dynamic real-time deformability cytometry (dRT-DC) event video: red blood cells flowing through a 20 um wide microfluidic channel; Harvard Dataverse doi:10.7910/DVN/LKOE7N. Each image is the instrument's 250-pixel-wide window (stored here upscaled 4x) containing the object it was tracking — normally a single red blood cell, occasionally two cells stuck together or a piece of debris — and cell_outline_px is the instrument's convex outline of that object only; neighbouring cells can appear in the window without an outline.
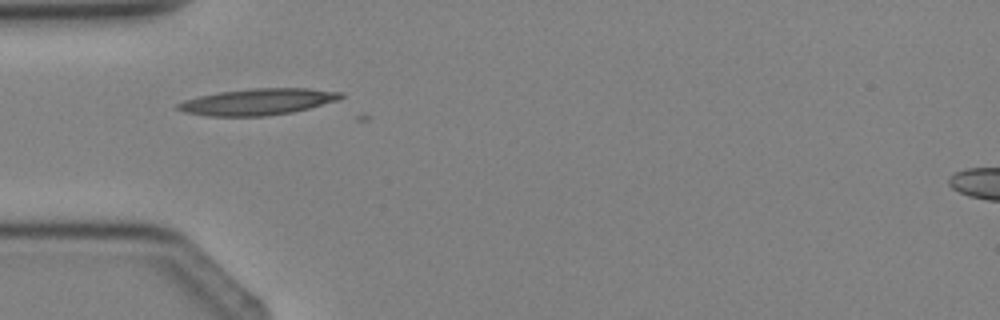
{"species": "Egyptian fruit bat (a non-hibernating species)", "species_latin": "Rousettus aegyptiacus", "temperature_condition": "cold", "stored_images_in_passage": 5, "camera_frame_rate_fps": 3000, "um_per_image_px": 0.085, "animal": {"sex": "female"}, "frame": {"image": 1, "passage_image": 4, "time_ms": 3.667, "image_size_px": [1000, 320], "cell_outline_px": [[344, 96], [336, 100], [308, 108], [292, 112], [268, 116], [208, 116], [184, 112], [176, 108], [176, 104], [184, 100], [200, 96], [220, 92], [252, 88], [308, 88], [344, 92]], "centroid_in_image_um": [21.9, 8.65], "position_along_channel_um": 63.1, "area_um2": 24.97}}
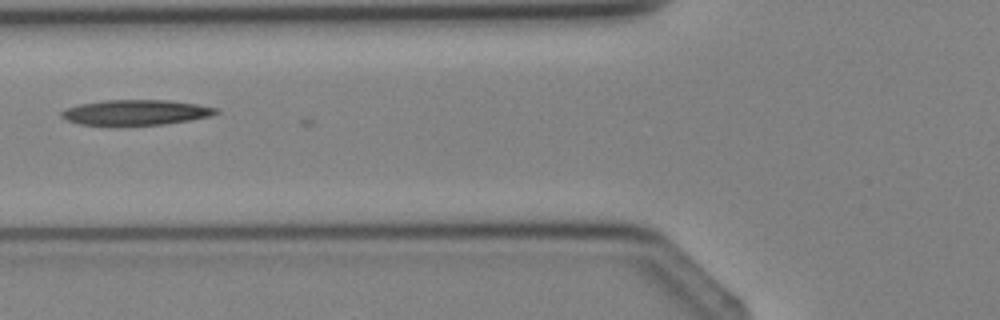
{"frame": {"image": 2, "passage_image": 5, "time_ms": 4.667, "image_size_px": [1000, 320], "cell_outline_px": [[220, 112], [212, 116], [164, 124], [116, 128], [108, 128], [80, 124], [68, 120], [60, 116], [60, 112], [64, 108], [80, 104], [108, 100], [168, 100], [196, 104], [220, 108]], "centroid_in_image_um": [11.5, 9.6], "position_along_channel_um": 114.3, "area_um2": 23.76}}